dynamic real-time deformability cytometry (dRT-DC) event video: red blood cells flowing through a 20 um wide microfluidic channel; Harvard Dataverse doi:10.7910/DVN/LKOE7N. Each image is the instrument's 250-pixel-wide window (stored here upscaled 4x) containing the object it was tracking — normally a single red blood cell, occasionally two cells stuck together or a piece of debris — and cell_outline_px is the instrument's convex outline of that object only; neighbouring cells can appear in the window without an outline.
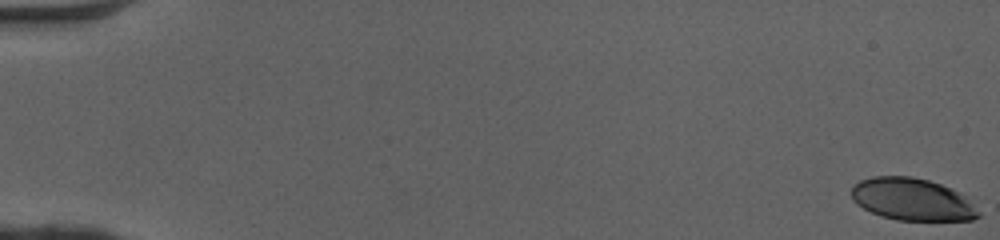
{"species": "human", "species_latin": "Homo sapiens", "temperature_condition": "cold", "stored_images_in_passage": 51, "camera_frame_rate_fps": 3000, "um_per_image_px": 0.085, "donor": {"sex": "female"}, "frame": {"image": 1, "passage_image": 1, "time_ms": 0.0, "image_size_px": [1000, 240], "cell_outline_px": [[980, 216], [972, 220], [896, 220], [880, 216], [856, 204], [852, 200], [852, 188], [860, 180], [872, 176], [912, 176], [928, 180], [940, 184], [960, 192], [980, 212]], "centroid_in_image_um": [77.52, 16.95], "position_along_channel_um": 7.5, "area_um2": 31.21}}
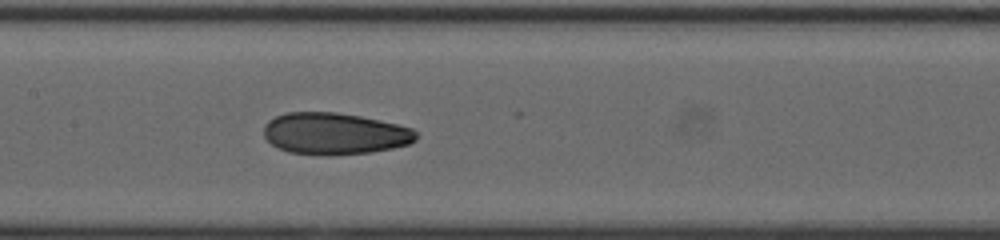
{"frame": {"image": 2, "passage_image": 27, "time_ms": 8.667, "image_size_px": [1000, 240], "cell_outline_px": [[416, 140], [408, 144], [392, 148], [372, 152], [332, 156], [324, 156], [288, 152], [272, 144], [264, 136], [264, 124], [268, 120], [276, 116], [288, 112], [336, 112], [360, 116], [396, 124], [412, 128], [416, 132]], "centroid_in_image_um": [28.42, 11.37], "position_along_channel_um": 179.0, "area_um2": 37.17}}
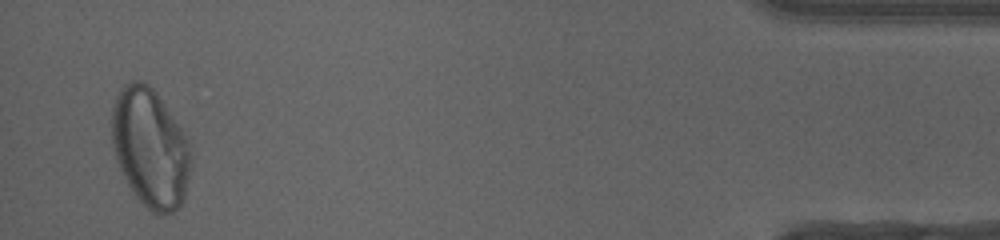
{"frame": {"image": 3, "passage_image": 50, "time_ms": 16.333, "image_size_px": [1000, 240], "cell_outline_px": [[192, 156], [184, 196], [180, 204], [172, 212], [152, 212], [132, 192], [116, 160], [112, 148], [112, 108], [116, 96], [120, 88], [124, 84], [132, 80], [140, 80], [148, 84], [156, 92], [180, 128], [188, 144]], "centroid_in_image_um": [12.73, 12.53], "position_along_channel_um": 422.5, "area_um2": 54.04}, "authors_computed_cell_mechanics": {"area_um2": 36.9342, "velocity_mm_per_s": 4.1252, "shape_relaxation_time_tau1_ms": 5.7967, "shape_relaxation_time_tau2_ms": 2.1307, "deformation_change_tau1": 0.2088, "deformation_change_tau2": 0.0726}}